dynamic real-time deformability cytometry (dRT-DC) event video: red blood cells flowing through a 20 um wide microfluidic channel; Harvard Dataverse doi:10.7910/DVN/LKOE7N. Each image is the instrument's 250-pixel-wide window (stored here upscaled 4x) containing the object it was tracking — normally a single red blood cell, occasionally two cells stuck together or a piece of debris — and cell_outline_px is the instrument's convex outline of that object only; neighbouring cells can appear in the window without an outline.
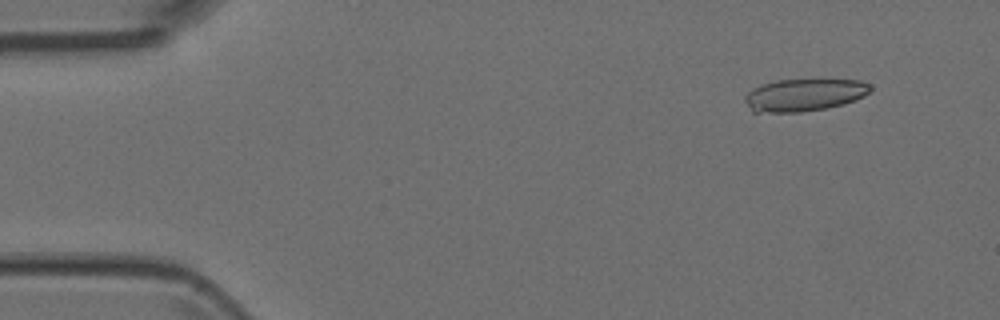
{"species": "Egyptian fruit bat (a non-hibernating species)", "species_latin": "Rousettus aegyptiacus", "temperature_condition": "room temperature", "stored_images_in_passage": 4, "camera_frame_rate_fps": 3000, "um_per_image_px": 0.085, "animal": {"sex": "female"}, "frame": {"image": 1, "passage_image": 2, "time_ms": 0.333, "image_size_px": [1000, 320], "cell_outline_px": [[872, 88], [864, 96], [856, 100], [844, 104], [828, 108], [800, 112], [752, 112], [744, 100], [744, 96], [752, 88], [760, 84], [776, 80], [860, 80], [872, 84]], "centroid_in_image_um": [68.35, 8.07], "position_along_channel_um": 16.6, "area_um2": 23.87}}